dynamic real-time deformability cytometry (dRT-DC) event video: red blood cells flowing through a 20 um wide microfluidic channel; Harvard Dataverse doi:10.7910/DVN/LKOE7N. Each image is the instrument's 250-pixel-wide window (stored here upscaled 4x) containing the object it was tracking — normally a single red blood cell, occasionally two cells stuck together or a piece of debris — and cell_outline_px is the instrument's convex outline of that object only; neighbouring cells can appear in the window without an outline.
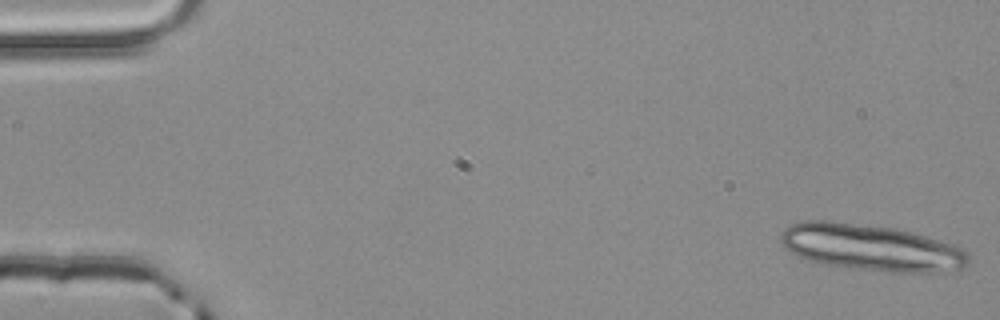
{"species": "common noctule bat (a hibernating species)", "species_latin": "Nyctalus noctula", "temperature_condition": "room temperature", "stored_images_in_passage": 4, "camera_frame_rate_fps": 3000, "um_per_image_px": 0.085, "animal": {"sex": "male", "body_mass_g": 20.4}, "frame": {"image": 1, "passage_image": 1, "time_ms": 0.0, "image_size_px": [1000, 320], "cell_outline_px": [[968, 264], [964, 268], [944, 272], [892, 272], [820, 264], [796, 256], [784, 248], [780, 240], [780, 236], [784, 228], [792, 224], [804, 220], [828, 220], [896, 228], [952, 244], [968, 252]], "centroid_in_image_um": [74.0, 21.04], "position_along_channel_um": 11.0, "area_um2": 50.92}}